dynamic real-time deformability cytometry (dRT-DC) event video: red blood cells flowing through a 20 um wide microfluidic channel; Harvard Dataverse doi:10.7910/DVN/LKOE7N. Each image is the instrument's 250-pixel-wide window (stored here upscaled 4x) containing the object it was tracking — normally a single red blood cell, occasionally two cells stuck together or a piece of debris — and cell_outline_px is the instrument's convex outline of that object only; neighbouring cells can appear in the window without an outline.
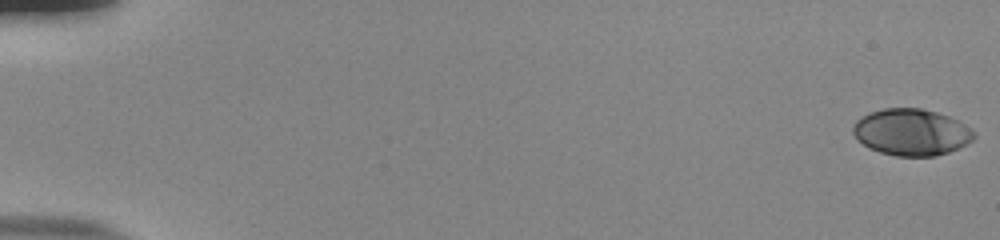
{"species": "human", "species_latin": "Homo sapiens", "temperature_condition": "room temperature", "stored_images_in_passage": 55, "camera_frame_rate_fps": 3000, "um_per_image_px": 0.085, "donor": {"sex": "male"}, "frame": {"image": 1, "passage_image": 1, "time_ms": 0.0, "image_size_px": [1000, 240], "cell_outline_px": [[976, 136], [972, 140], [948, 152], [936, 156], [896, 156], [880, 152], [868, 148], [852, 132], [852, 128], [856, 120], [872, 112], [884, 108], [920, 108], [936, 112], [948, 116], [956, 120], [976, 132]], "centroid_in_image_um": [77.46, 11.24], "position_along_channel_um": 7.5, "area_um2": 32.48}}
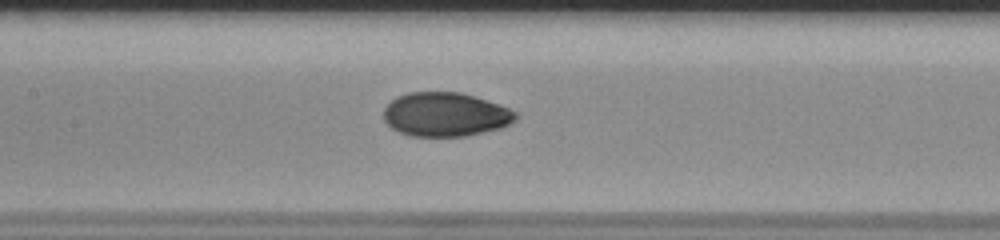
{"frame": {"image": 2, "passage_image": 28, "time_ms": 9.0, "image_size_px": [1000, 240], "cell_outline_px": [[520, 116], [516, 120], [500, 128], [484, 132], [464, 136], [408, 136], [392, 128], [384, 120], [384, 108], [396, 96], [408, 92], [460, 92], [500, 104], [516, 112]], "centroid_in_image_um": [37.86, 9.73], "position_along_channel_um": 169.5, "area_um2": 33.93}}
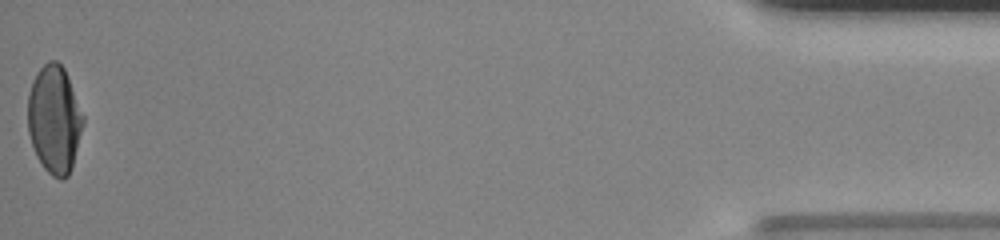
{"frame": {"image": 3, "passage_image": 55, "time_ms": 18.0, "image_size_px": [1000, 240], "cell_outline_px": [[84, 124], [72, 164], [68, 176], [64, 180], [60, 180], [52, 176], [44, 168], [36, 156], [28, 132], [28, 92], [32, 80], [36, 72], [48, 60], [56, 60], [64, 68], [84, 116]], "centroid_in_image_um": [4.61, 10.14], "position_along_channel_um": 430.6, "area_um2": 34.8}, "authors_computed_cell_mechanics": {"area_um2": 33.9286, "velocity_mm_per_s": 3.8559, "shape_relaxation_time_tau1_ms": 5.3967, "shape_relaxation_time_tau2_ms": 1.096, "deformation_change_tau1": 0.1957, "deformation_change_tau2": 0.0318}}